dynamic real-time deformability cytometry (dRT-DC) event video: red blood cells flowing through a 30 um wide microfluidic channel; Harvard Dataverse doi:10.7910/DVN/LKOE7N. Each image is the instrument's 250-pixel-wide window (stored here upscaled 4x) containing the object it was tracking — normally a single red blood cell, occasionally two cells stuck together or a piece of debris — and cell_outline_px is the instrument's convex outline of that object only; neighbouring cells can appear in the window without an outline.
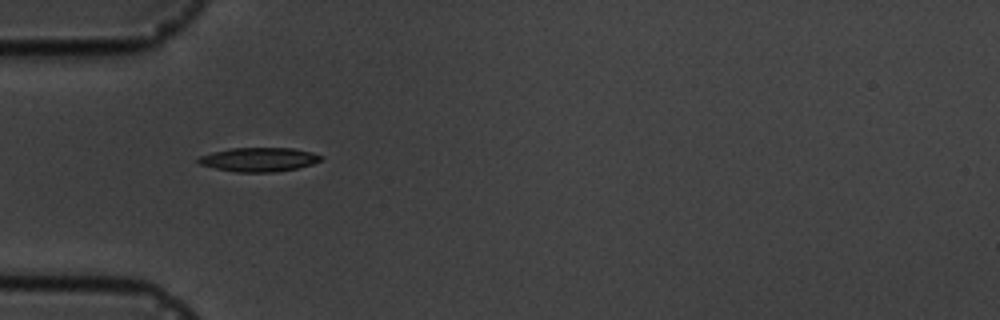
{"species": "common noctule bat (a hibernating species)", "species_latin": "Nyctalus noctula", "temperature_condition": "cold", "stored_images_in_passage": 15, "camera_frame_rate_fps": 3000, "um_per_image_px": 0.085, "animal": {"sex": "male", "body_mass_g": 19.5, "forearm_length_mm": 54.6}, "frame": {"image": 1, "passage_image": 6, "time_ms": 5.667, "image_size_px": [1000, 320], "cell_outline_px": [[324, 156], [320, 160], [312, 164], [296, 168], [276, 172], [236, 172], [216, 168], [200, 164], [196, 160], [200, 156], [212, 152], [228, 148], [292, 148], [312, 152]], "centroid_in_image_um": [22.0, 13.55], "position_along_channel_um": 63.0, "area_um2": 17.11}}
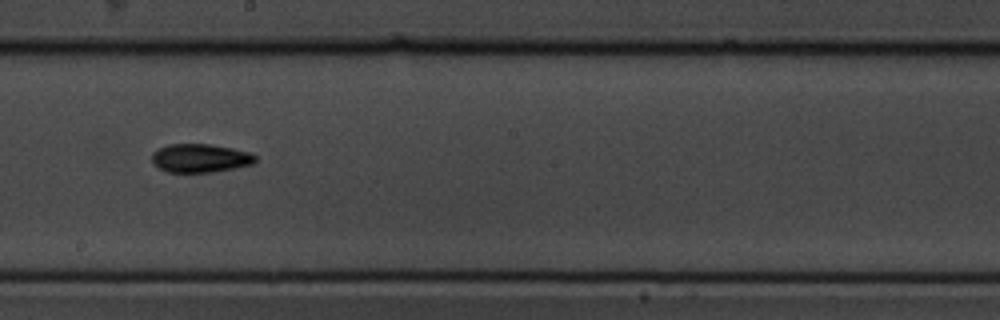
{"frame": {"image": 2, "passage_image": 10, "time_ms": 10.333, "image_size_px": [1000, 320], "cell_outline_px": [[256, 160], [252, 164], [212, 172], [168, 172], [152, 164], [152, 152], [156, 148], [168, 144], [208, 144], [232, 148], [248, 152], [256, 156]], "centroid_in_image_um": [16.96, 13.43], "position_along_channel_um": 231.2, "area_um2": 17.17}}
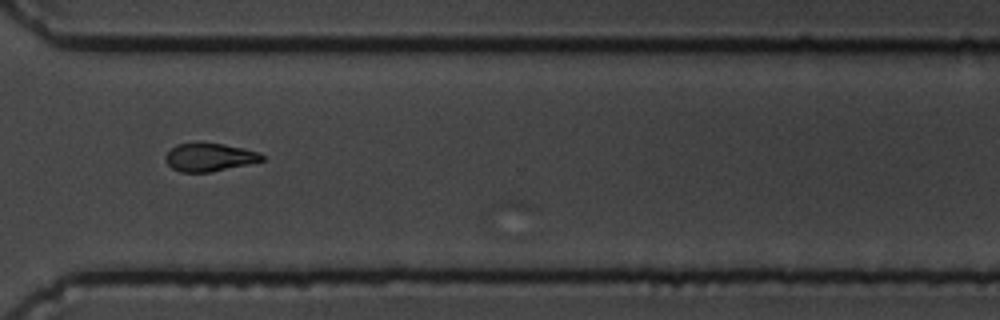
{"frame": {"image": 3, "passage_image": 13, "time_ms": 13.667, "image_size_px": [1000, 320], "cell_outline_px": [[264, 160], [212, 172], [180, 172], [172, 168], [168, 164], [164, 156], [176, 144], [224, 144], [244, 148], [260, 152], [264, 156]], "centroid_in_image_um": [17.82, 13.38], "position_along_channel_um": 352.8, "area_um2": 15.55}}